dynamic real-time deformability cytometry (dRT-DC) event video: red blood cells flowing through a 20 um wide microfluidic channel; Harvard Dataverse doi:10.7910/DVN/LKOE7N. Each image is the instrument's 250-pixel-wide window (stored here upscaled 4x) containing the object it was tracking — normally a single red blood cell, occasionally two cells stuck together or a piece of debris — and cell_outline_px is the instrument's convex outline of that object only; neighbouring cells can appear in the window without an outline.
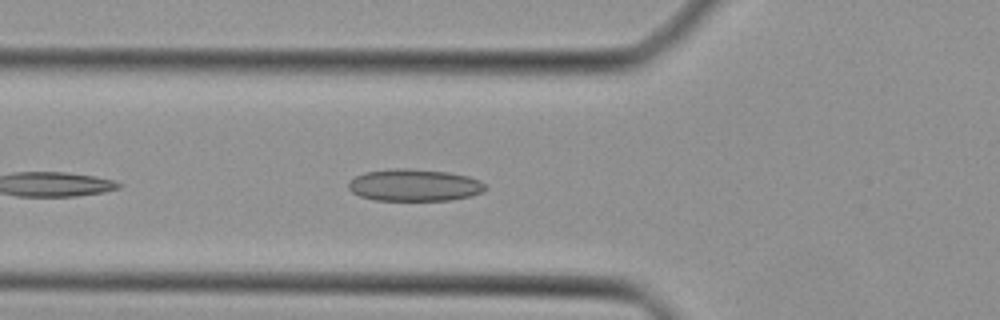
{"species": "Egyptian fruit bat (a non-hibernating species)", "species_latin": "Rousettus aegyptiacus", "temperature_condition": "cold", "stored_images_in_passage": 21, "camera_frame_rate_fps": 3000, "um_per_image_px": 0.085, "animal": {"sex": "female"}, "frame": {"image": 1, "passage_image": 4, "time_ms": 1.0, "image_size_px": [1000, 320], "cell_outline_px": [[488, 188], [480, 192], [468, 196], [452, 200], [376, 200], [360, 196], [352, 192], [348, 188], [348, 180], [364, 172], [396, 168], [408, 168], [448, 172], [468, 176], [480, 180]], "centroid_in_image_um": [35.19, 15.73], "position_along_channel_um": 90.6, "area_um2": 25.55}}
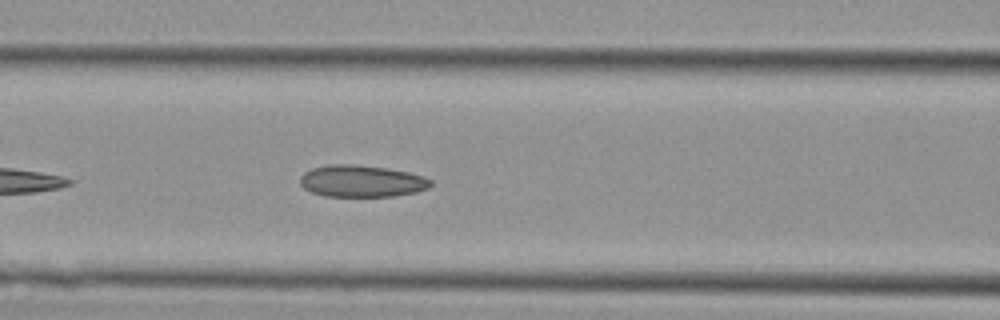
{"frame": {"image": 2, "passage_image": 7, "time_ms": 2.0, "image_size_px": [1000, 320], "cell_outline_px": [[432, 184], [428, 188], [416, 192], [392, 196], [324, 196], [312, 192], [304, 188], [300, 184], [300, 176], [304, 172], [312, 168], [332, 164], [352, 164], [388, 168], [408, 172], [424, 176], [432, 180]], "centroid_in_image_um": [30.74, 15.39], "position_along_channel_um": 135.9, "area_um2": 24.28}}
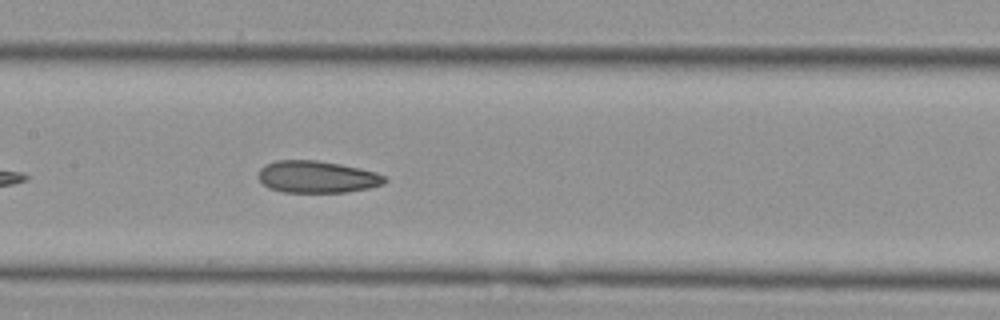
{"frame": {"image": 3, "passage_image": 10, "time_ms": 3.0, "image_size_px": [1000, 320], "cell_outline_px": [[388, 180], [384, 184], [368, 188], [344, 192], [284, 192], [268, 188], [260, 180], [260, 168], [276, 160], [316, 160], [340, 164], [360, 168], [376, 172], [384, 176]], "centroid_in_image_um": [26.97, 15.03], "position_along_channel_um": 180.4, "area_um2": 23.41}}